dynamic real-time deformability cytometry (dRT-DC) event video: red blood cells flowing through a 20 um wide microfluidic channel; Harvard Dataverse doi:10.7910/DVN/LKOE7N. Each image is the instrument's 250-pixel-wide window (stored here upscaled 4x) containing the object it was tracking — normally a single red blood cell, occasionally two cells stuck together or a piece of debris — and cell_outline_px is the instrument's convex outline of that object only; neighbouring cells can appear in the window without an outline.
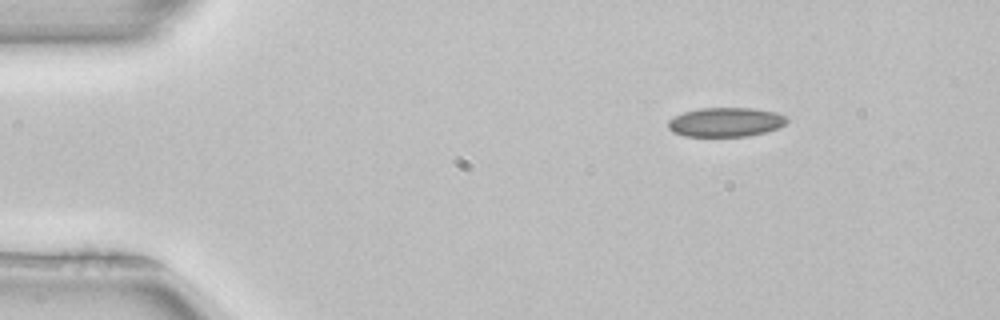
{"species": "common noctule bat (a hibernating species)", "species_latin": "Nyctalus noctula", "temperature_condition": "room temperature", "stored_images_in_passage": 10, "camera_frame_rate_fps": 3000, "um_per_image_px": 0.085, "animal": {"sex": "female", "body_mass_g": 22.7, "forearm_length_mm": 54.2}, "frame": {"image": 1, "passage_image": 1, "time_ms": 0.0, "image_size_px": [1000, 320], "cell_outline_px": [[788, 120], [784, 124], [776, 128], [764, 132], [748, 136], [684, 136], [672, 132], [668, 128], [668, 120], [684, 112], [700, 108], [752, 108], [776, 112], [784, 116]], "centroid_in_image_um": [61.65, 10.38], "position_along_channel_um": 23.4, "area_um2": 20.06}}
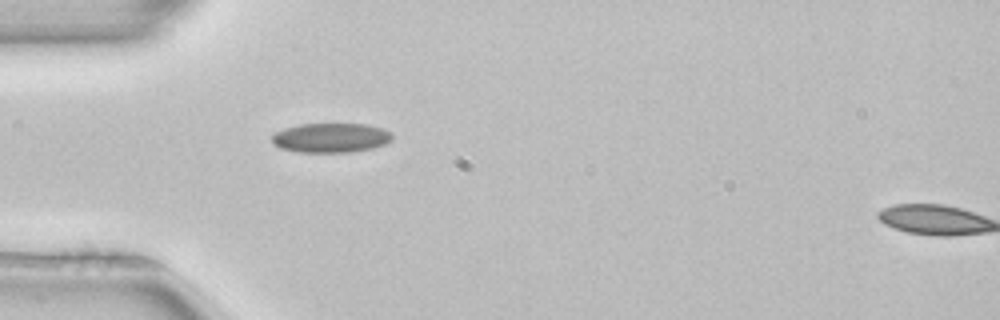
{"frame": {"image": 2, "passage_image": 9, "time_ms": 2.667, "image_size_px": [1000, 320], "cell_outline_px": [[392, 140], [384, 144], [372, 148], [352, 152], [300, 152], [280, 148], [272, 140], [272, 136], [276, 132], [284, 128], [300, 124], [368, 124], [384, 128], [392, 132]], "centroid_in_image_um": [28.17, 11.7], "position_along_channel_um": 56.8, "area_um2": 20.69}}